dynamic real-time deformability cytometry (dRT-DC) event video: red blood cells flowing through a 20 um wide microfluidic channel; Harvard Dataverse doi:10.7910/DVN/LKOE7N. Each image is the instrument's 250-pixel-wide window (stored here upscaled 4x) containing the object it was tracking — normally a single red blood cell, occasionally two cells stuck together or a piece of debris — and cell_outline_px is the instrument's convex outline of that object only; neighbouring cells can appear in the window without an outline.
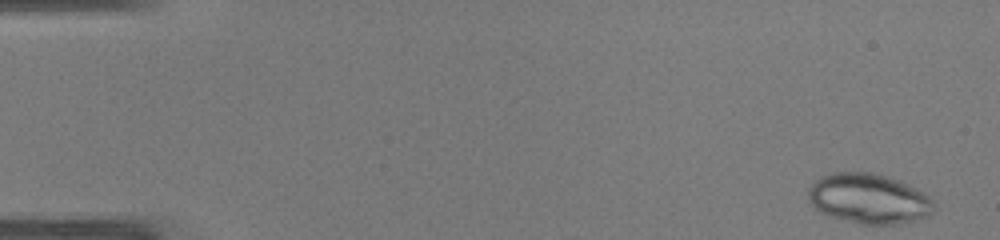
{"species": "common noctule bat (a hibernating species)", "species_latin": "Nyctalus noctula", "temperature_condition": "warm", "stored_images_in_passage": 46, "camera_frame_rate_fps": 3000, "um_per_image_px": 0.085, "animal": {"sex": "male", "body_mass_g": 19.0, "forearm_length_mm": 50.8}, "frame": {"image": 1, "passage_image": 1, "time_ms": 0.0, "image_size_px": [1000, 240], "cell_outline_px": [[932, 212], [928, 216], [916, 220], [896, 224], [860, 224], [828, 216], [812, 208], [808, 200], [808, 192], [812, 184], [820, 176], [832, 172], [872, 172], [888, 176], [900, 180], [924, 192], [932, 200]], "centroid_in_image_um": [73.8, 16.88], "position_along_channel_um": 11.2, "area_um2": 36.93}}